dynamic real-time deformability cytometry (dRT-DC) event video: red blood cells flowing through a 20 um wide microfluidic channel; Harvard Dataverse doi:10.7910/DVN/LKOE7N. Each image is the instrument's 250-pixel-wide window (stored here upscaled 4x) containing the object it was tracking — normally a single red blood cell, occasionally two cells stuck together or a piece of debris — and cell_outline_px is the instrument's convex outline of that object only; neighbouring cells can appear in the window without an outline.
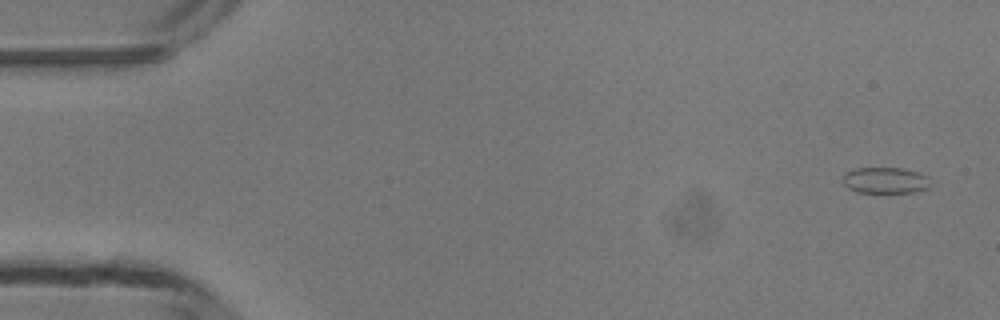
{"species": "common noctule bat (a hibernating species)", "species_latin": "Nyctalus noctula", "temperature_condition": "room temperature", "stored_images_in_passage": 3, "camera_frame_rate_fps": 3000, "um_per_image_px": 0.085, "animal": {"sex": "male", "body_mass_g": 13.3}, "frame": {"image": 1, "passage_image": 1, "time_ms": 0.0, "image_size_px": [1000, 320], "cell_outline_px": [[928, 188], [916, 192], [884, 196], [856, 192], [848, 188], [844, 184], [844, 172], [856, 168], [900, 168], [916, 172], [928, 176]], "centroid_in_image_um": [75.22, 15.4], "position_along_channel_um": 9.8, "area_um2": 14.05}}